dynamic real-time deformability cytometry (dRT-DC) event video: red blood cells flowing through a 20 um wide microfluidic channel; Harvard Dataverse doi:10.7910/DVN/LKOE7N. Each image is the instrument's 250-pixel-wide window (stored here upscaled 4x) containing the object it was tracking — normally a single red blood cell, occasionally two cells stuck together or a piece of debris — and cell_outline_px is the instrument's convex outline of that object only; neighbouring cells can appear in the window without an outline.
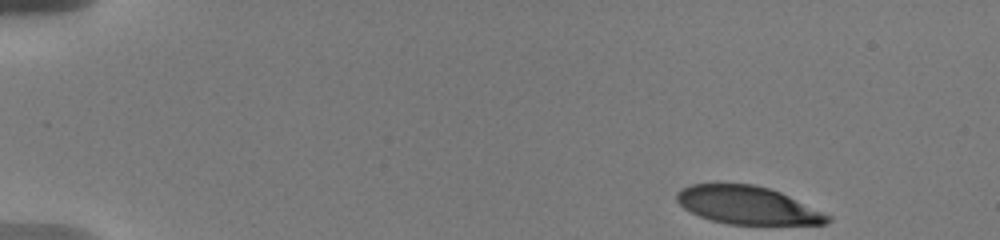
{"species": "human", "species_latin": "Homo sapiens", "temperature_condition": "warm", "stored_images_in_passage": 10, "camera_frame_rate_fps": 3000, "um_per_image_px": 0.085, "donor": {"sex": "male"}, "frame": {"image": 1, "passage_image": 1, "time_ms": 0.0, "image_size_px": [1000, 240], "cell_outline_px": [[832, 220], [824, 224], [728, 224], [712, 220], [700, 216], [684, 208], [676, 200], [676, 192], [680, 188], [692, 184], [752, 184], [768, 188], [780, 192], [832, 216]], "centroid_in_image_um": [63.53, 17.44], "position_along_channel_um": 21.5, "area_um2": 33.06}}
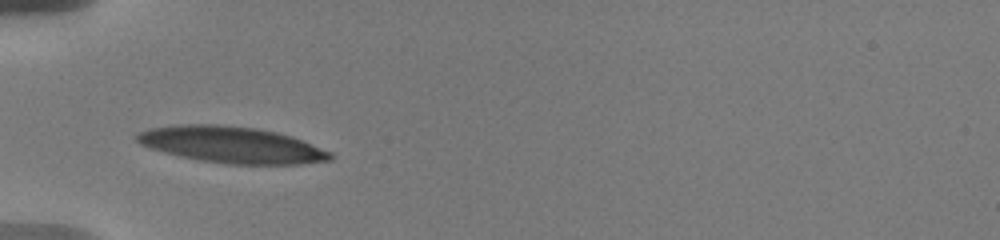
{"frame": {"image": 2, "passage_image": 9, "time_ms": 4.333, "image_size_px": [1000, 240], "cell_outline_px": [[332, 160], [300, 164], [228, 164], [200, 160], [180, 156], [164, 152], [140, 144], [136, 140], [136, 132], [148, 128], [176, 124], [220, 124], [256, 128], [276, 132], [292, 136], [332, 152]], "centroid_in_image_um": [19.67, 12.29], "position_along_channel_um": 65.3, "area_um2": 41.1}}
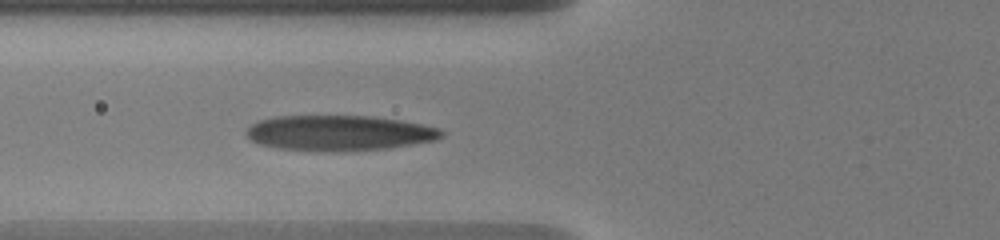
{"frame": {"image": 3, "passage_image": 10, "time_ms": 5.333, "image_size_px": [1000, 240], "cell_outline_px": [[444, 136], [436, 140], [388, 148], [336, 152], [328, 152], [276, 148], [260, 144], [248, 140], [244, 132], [252, 124], [260, 120], [272, 116], [372, 116], [400, 120], [440, 128], [444, 132]], "centroid_in_image_um": [28.79, 11.31], "position_along_channel_um": 97.0, "area_um2": 40.58}}